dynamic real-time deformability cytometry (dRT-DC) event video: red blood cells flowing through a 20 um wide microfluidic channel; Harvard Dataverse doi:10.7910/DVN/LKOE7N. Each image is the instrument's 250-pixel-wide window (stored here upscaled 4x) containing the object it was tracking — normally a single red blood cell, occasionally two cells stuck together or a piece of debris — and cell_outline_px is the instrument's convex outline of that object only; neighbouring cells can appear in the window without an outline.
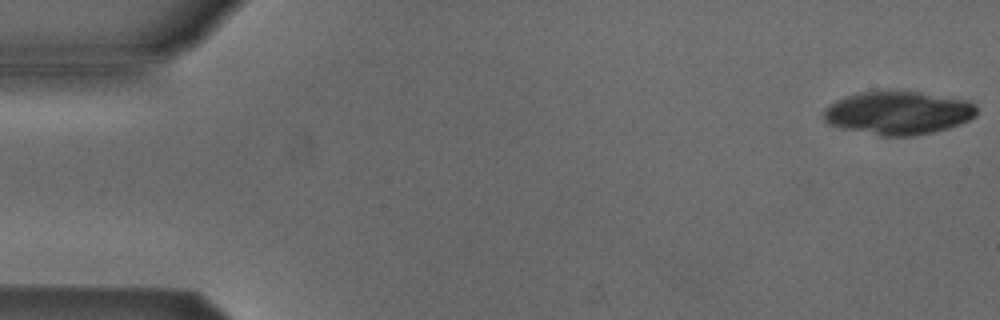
{"species": "Egyptian fruit bat (a non-hibernating species)", "species_latin": "Rousettus aegyptiacus", "temperature_condition": "cold", "stored_images_in_passage": 8, "camera_frame_rate_fps": 3000, "um_per_image_px": 0.085, "animal": {"sex": "male"}, "frame": {"image": 1, "passage_image": 1, "time_ms": 0.0, "image_size_px": [1000, 320], "cell_outline_px": [[976, 116], [960, 124], [948, 128], [932, 132], [912, 136], [884, 136], [844, 128], [828, 124], [824, 120], [824, 108], [828, 104], [836, 100], [848, 96], [864, 92], [888, 88], [920, 92], [968, 100], [976, 104]], "centroid_in_image_um": [76.35, 9.56], "position_along_channel_um": 8.6, "area_um2": 39.02}}